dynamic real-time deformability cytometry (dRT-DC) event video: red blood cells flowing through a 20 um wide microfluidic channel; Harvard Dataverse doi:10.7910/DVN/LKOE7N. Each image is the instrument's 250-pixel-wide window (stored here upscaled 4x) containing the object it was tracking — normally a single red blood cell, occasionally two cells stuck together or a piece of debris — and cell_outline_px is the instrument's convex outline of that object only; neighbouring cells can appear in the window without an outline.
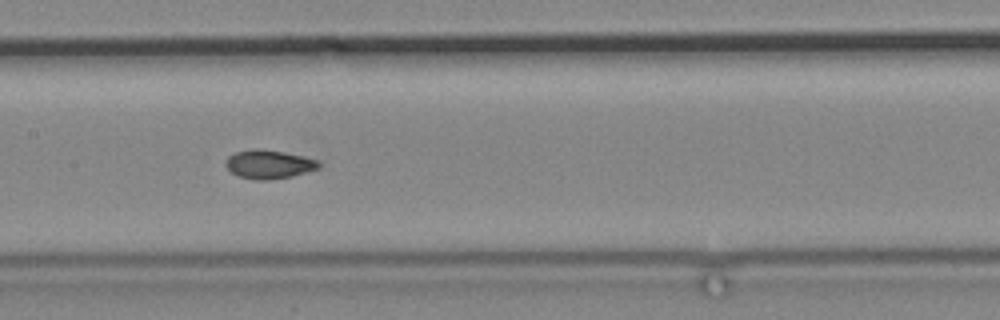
{"species": "common noctule bat (a hibernating species)", "species_latin": "Nyctalus noctula", "temperature_condition": "cold", "stored_images_in_passage": 14, "camera_frame_rate_fps": 3000, "um_per_image_px": 0.085, "animal": {"sex": "male", "body_mass_g": 19.2, "forearm_length_mm": 51.8}, "frame": {"image": 1, "passage_image": 12, "time_ms": 16.0, "image_size_px": [1000, 320], "cell_outline_px": [[320, 168], [292, 176], [268, 180], [256, 180], [236, 176], [224, 164], [224, 160], [228, 156], [236, 152], [256, 148], [264, 148], [304, 156], [316, 160], [320, 164]], "centroid_in_image_um": [22.82, 13.96], "position_along_channel_um": 184.6, "area_um2": 15.72}}
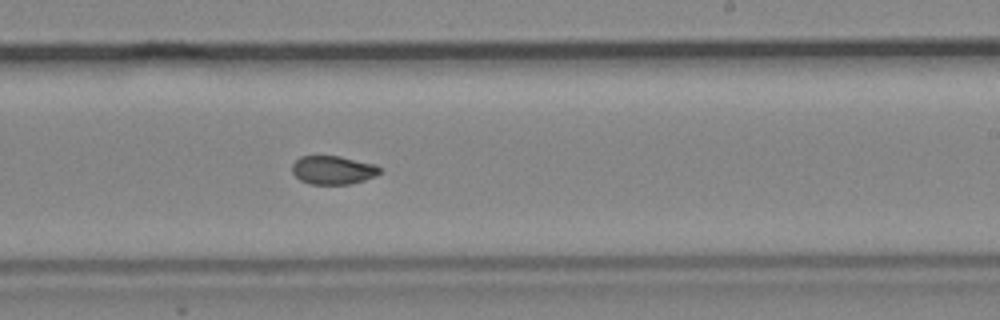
{"frame": {"image": 2, "passage_image": 14, "time_ms": 18.333, "image_size_px": [1000, 320], "cell_outline_px": [[380, 172], [364, 180], [348, 184], [308, 184], [300, 180], [292, 172], [292, 164], [300, 156], [340, 156], [376, 164], [380, 168]], "centroid_in_image_um": [28.27, 14.45], "position_along_channel_um": 260.7, "area_um2": 14.51}}